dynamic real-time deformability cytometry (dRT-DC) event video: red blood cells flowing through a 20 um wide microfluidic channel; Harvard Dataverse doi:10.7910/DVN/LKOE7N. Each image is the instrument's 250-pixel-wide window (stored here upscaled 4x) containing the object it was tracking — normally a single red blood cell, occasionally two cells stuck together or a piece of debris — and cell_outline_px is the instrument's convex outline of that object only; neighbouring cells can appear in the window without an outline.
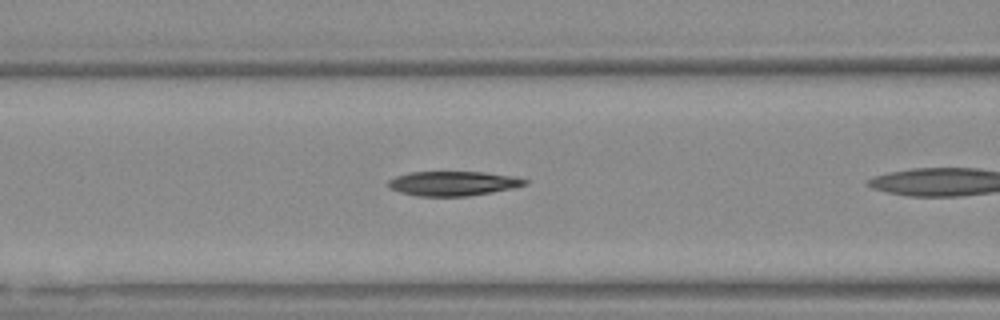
{"species": "Egyptian fruit bat (a non-hibernating species)", "species_latin": "Rousettus aegyptiacus", "temperature_condition": "warm", "stored_images_in_passage": 12, "camera_frame_rate_fps": 3000, "um_per_image_px": 0.085, "animal": {"sex": "female"}, "frame": {"image": 1, "passage_image": 7, "time_ms": 2.0, "image_size_px": [1000, 320], "cell_outline_px": [[528, 184], [512, 188], [492, 192], [468, 196], [416, 196], [400, 192], [388, 188], [388, 180], [396, 176], [408, 172], [484, 172], [512, 176], [528, 180]], "centroid_in_image_um": [38.48, 15.59], "position_along_channel_um": 128.1, "area_um2": 19.54}}
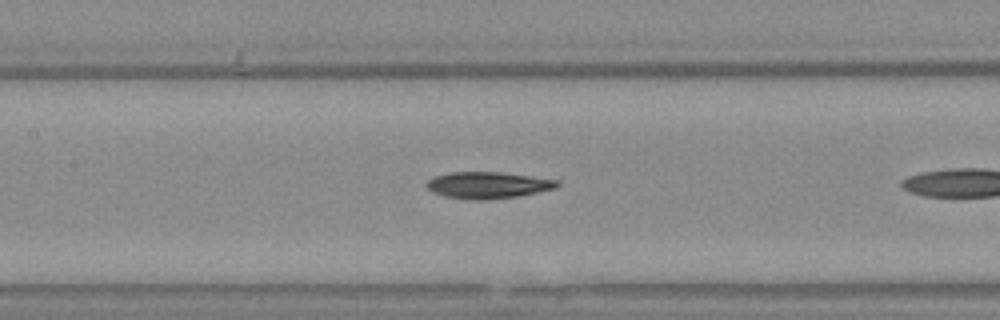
{"frame": {"image": 2, "passage_image": 10, "time_ms": 3.0, "image_size_px": [1000, 320], "cell_outline_px": [[560, 184], [556, 188], [520, 196], [484, 200], [472, 200], [444, 196], [432, 192], [424, 184], [428, 180], [436, 176], [448, 172], [500, 172], [560, 180]], "centroid_in_image_um": [41.48, 15.74], "position_along_channel_um": 165.9, "area_um2": 20.35}}